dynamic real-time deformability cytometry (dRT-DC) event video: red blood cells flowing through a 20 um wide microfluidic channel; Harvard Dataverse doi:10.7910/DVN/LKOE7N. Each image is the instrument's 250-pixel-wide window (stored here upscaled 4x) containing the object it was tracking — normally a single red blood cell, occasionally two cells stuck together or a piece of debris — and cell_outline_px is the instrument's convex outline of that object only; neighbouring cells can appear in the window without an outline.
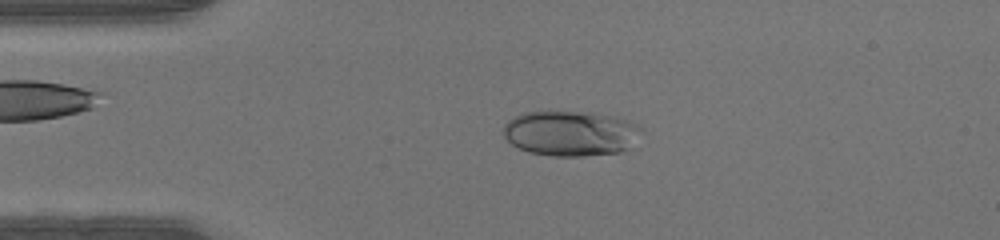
{"species": "human", "species_latin": "Homo sapiens", "temperature_condition": "warm", "stored_images_in_passage": 41, "camera_frame_rate_fps": 3000, "um_per_image_px": 0.085, "donor": {"sex": "male"}, "frame": {"image": 1, "passage_image": 5, "time_ms": 1.333, "image_size_px": [1000, 240], "cell_outline_px": [[640, 128], [628, 148], [620, 152], [584, 156], [552, 156], [528, 152], [512, 144], [504, 136], [504, 124], [508, 120], [516, 116], [528, 112], [592, 112], [628, 120], [636, 124]], "centroid_in_image_um": [48.45, 11.34], "position_along_channel_um": 36.6, "area_um2": 35.78}}
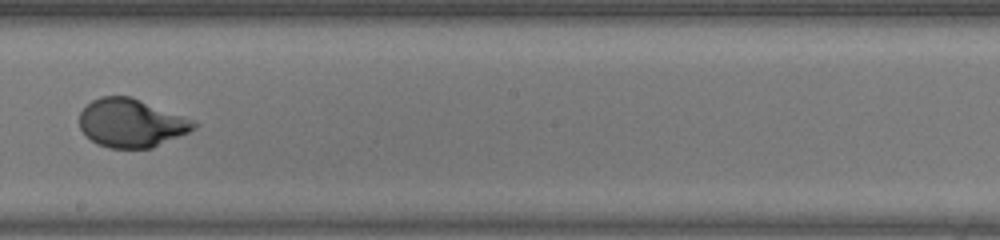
{"frame": {"image": 2, "passage_image": 21, "time_ms": 6.667, "image_size_px": [1000, 240], "cell_outline_px": [[200, 124], [196, 128], [188, 132], [152, 148], [108, 148], [96, 144], [84, 136], [80, 128], [80, 112], [92, 100], [100, 96], [132, 96], [192, 120]], "centroid_in_image_um": [11.13, 10.46], "position_along_channel_um": 237.1, "area_um2": 32.31}}
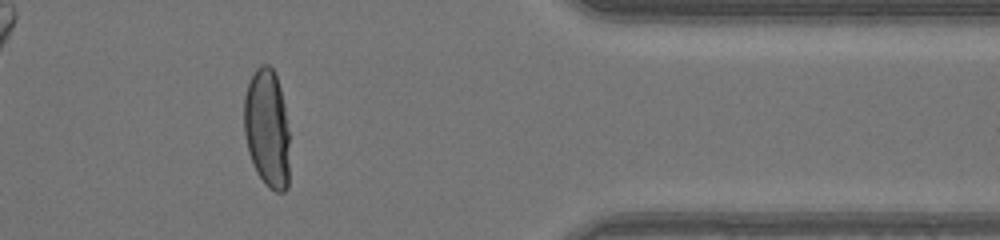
{"frame": {"image": 3, "passage_image": 33, "time_ms": 10.667, "image_size_px": [1000, 240], "cell_outline_px": [[288, 188], [284, 192], [276, 192], [268, 188], [264, 184], [256, 172], [248, 152], [244, 132], [244, 96], [248, 84], [256, 68], [260, 64], [268, 64], [272, 68], [276, 76], [280, 88], [284, 104], [288, 132]], "centroid_in_image_um": [22.69, 10.94], "position_along_channel_um": 388.7, "area_um2": 31.56}}